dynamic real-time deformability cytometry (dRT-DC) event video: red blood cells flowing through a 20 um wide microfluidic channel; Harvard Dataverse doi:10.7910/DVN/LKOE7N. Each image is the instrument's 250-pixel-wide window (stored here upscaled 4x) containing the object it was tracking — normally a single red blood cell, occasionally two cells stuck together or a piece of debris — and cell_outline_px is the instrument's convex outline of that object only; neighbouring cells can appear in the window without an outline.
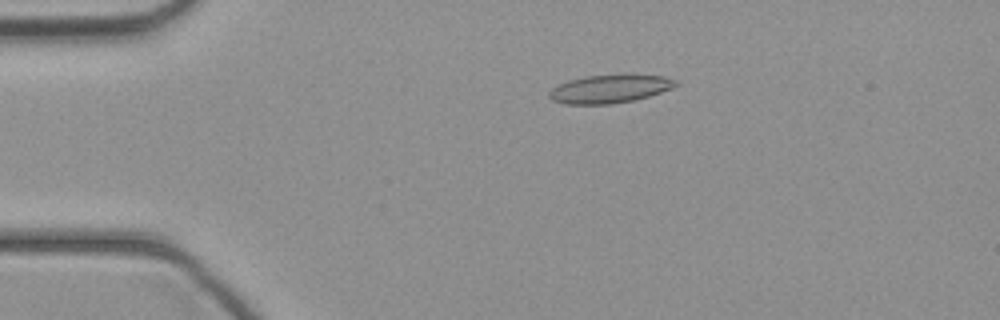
{"species": "common noctule bat (a hibernating species)", "species_latin": "Nyctalus noctula", "temperature_condition": "cold", "stored_images_in_passage": 44, "camera_frame_rate_fps": 3000, "um_per_image_px": 0.085, "animal": {"sex": "female", "body_mass_g": 21.9}, "frame": {"image": 1, "passage_image": 9, "time_ms": 2.667, "image_size_px": [1000, 320], "cell_outline_px": [[680, 84], [672, 88], [648, 96], [632, 100], [612, 104], [564, 104], [552, 100], [548, 96], [548, 92], [552, 88], [568, 80], [588, 76], [628, 72], [664, 76], [676, 80]], "centroid_in_image_um": [51.86, 7.51], "position_along_channel_um": 33.1, "area_um2": 21.39}}
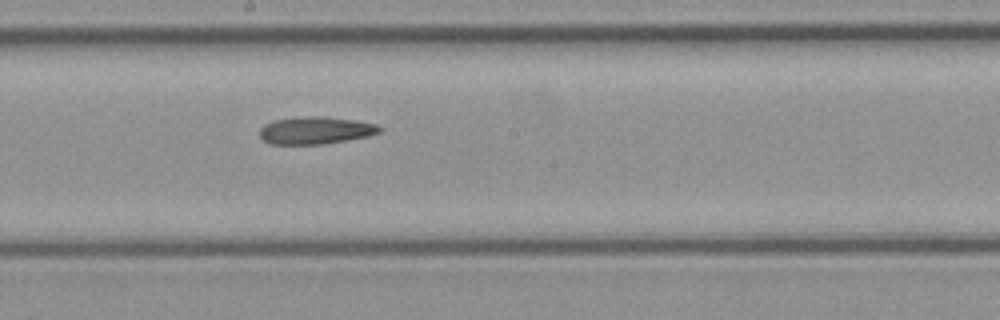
{"frame": {"image": 2, "passage_image": 24, "time_ms": 7.667, "image_size_px": [1000, 320], "cell_outline_px": [[384, 128], [380, 132], [368, 136], [348, 140], [320, 144], [268, 144], [260, 136], [260, 128], [264, 124], [276, 120], [292, 116], [324, 116], [356, 120], [376, 124]], "centroid_in_image_um": [26.82, 11.07], "position_along_channel_um": 221.4, "area_um2": 19.36}}
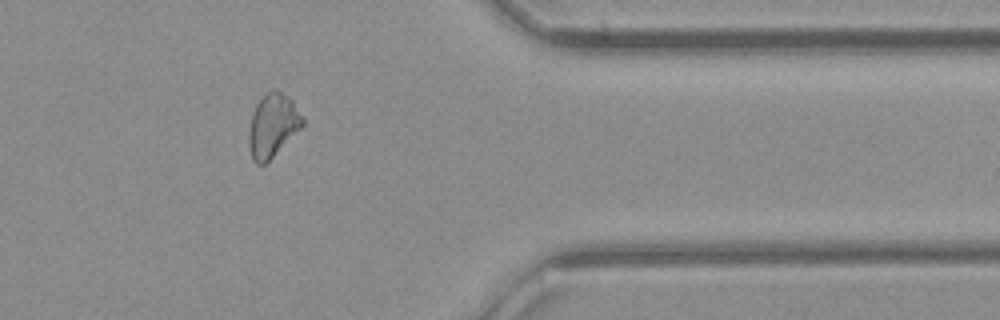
{"frame": {"image": 3, "passage_image": 36, "time_ms": 11.667, "image_size_px": [1000, 320], "cell_outline_px": [[304, 124], [264, 164], [256, 164], [252, 160], [248, 144], [248, 132], [252, 112], [256, 104], [272, 88], [276, 88], [288, 96], [292, 100], [304, 120]], "centroid_in_image_um": [23.14, 10.64], "position_along_channel_um": 388.3, "area_um2": 19.54}}